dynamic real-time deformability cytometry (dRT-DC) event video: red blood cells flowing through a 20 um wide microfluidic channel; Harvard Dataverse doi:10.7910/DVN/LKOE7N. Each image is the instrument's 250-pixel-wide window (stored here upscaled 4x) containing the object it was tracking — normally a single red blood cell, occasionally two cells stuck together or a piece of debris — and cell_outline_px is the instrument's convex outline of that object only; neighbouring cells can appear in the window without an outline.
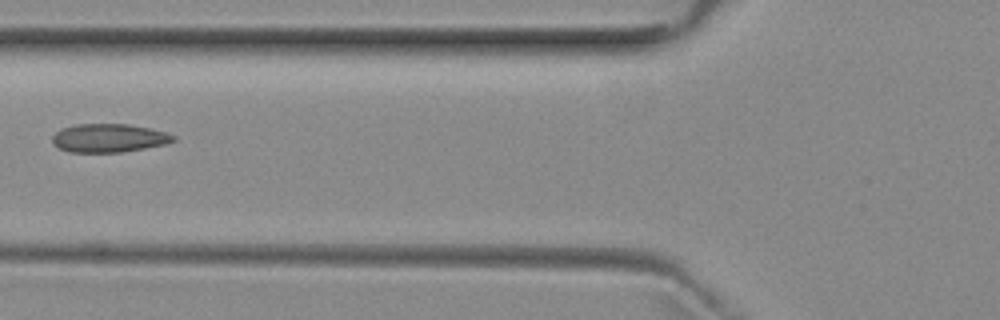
{"species": "common noctule bat (a hibernating species)", "species_latin": "Nyctalus noctula", "temperature_condition": "room temperature", "stored_images_in_passage": 4, "camera_frame_rate_fps": 3000, "um_per_image_px": 0.085, "animal": {"sex": "female", "body_mass_g": 29.2, "forearm_length_mm": 56.3}, "frame": {"image": 1, "passage_image": 2, "time_ms": 1.333, "image_size_px": [1000, 320], "cell_outline_px": [[176, 140], [164, 144], [144, 148], [120, 152], [68, 152], [52, 144], [52, 136], [60, 128], [76, 124], [128, 124], [152, 128], [168, 132], [176, 136]], "centroid_in_image_um": [9.25, 11.72], "position_along_channel_um": 116.5, "area_um2": 20.23}}
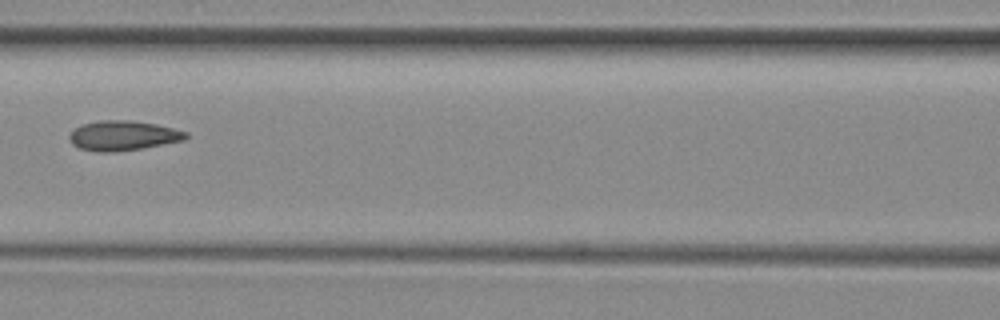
{"frame": {"image": 2, "passage_image": 3, "time_ms": 2.333, "image_size_px": [1000, 320], "cell_outline_px": [[188, 136], [184, 140], [144, 148], [112, 152], [96, 152], [80, 148], [72, 144], [68, 136], [76, 128], [84, 124], [100, 120], [132, 120], [156, 124], [188, 132]], "centroid_in_image_um": [10.47, 11.53], "position_along_channel_um": 156.1, "area_um2": 20.17}}
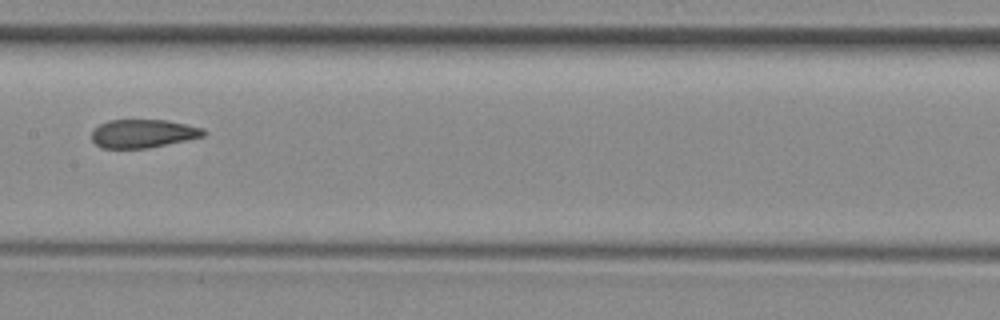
{"frame": {"image": 3, "passage_image": 4, "time_ms": 3.333, "image_size_px": [1000, 320], "cell_outline_px": [[208, 132], [204, 136], [148, 148], [100, 148], [92, 140], [92, 132], [100, 124], [108, 120], [168, 120], [204, 128]], "centroid_in_image_um": [12.18, 11.35], "position_along_channel_um": 195.2, "area_um2": 18.5}}